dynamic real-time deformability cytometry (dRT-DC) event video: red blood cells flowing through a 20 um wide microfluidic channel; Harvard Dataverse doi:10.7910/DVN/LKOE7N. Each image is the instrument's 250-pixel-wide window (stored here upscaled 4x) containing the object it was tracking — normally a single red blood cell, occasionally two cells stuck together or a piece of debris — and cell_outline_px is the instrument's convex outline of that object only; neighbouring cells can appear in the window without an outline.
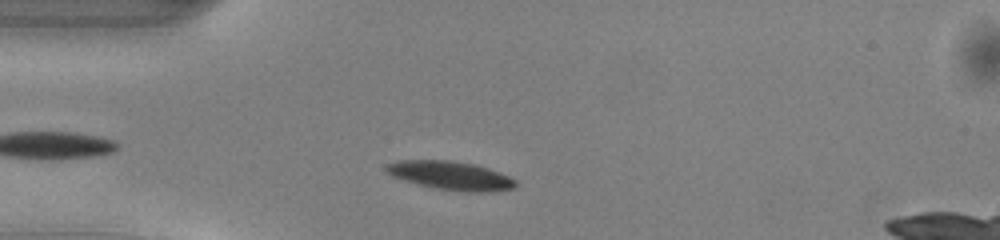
{"species": "common noctule bat (a hibernating species)", "species_latin": "Nyctalus noctula", "temperature_condition": "warm", "stored_images_in_passage": 32, "camera_frame_rate_fps": 3000, "um_per_image_px": 0.085, "animal": {"sex": "male", "body_mass_g": 13.0, "forearm_length_mm": 53.1}, "frame": {"image": 1, "passage_image": 3, "time_ms": 0.667, "image_size_px": [1000, 240], "cell_outline_px": [[516, 188], [488, 192], [464, 192], [436, 188], [416, 184], [392, 176], [384, 168], [388, 164], [396, 160], [448, 160], [472, 164], [488, 168], [500, 172], [516, 180]], "centroid_in_image_um": [38.31, 14.93], "position_along_channel_um": 46.7, "area_um2": 21.56}}
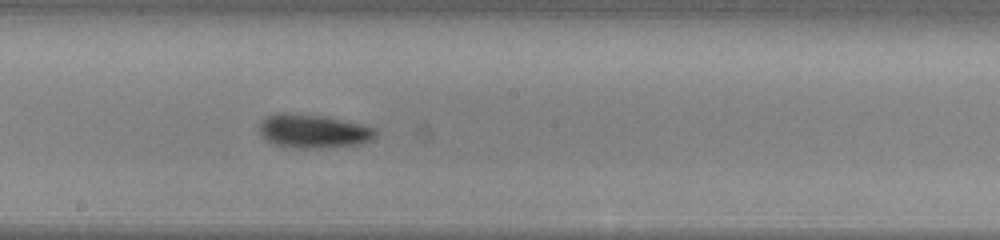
{"frame": {"image": 2, "passage_image": 17, "time_ms": 5.333, "image_size_px": [1000, 240], "cell_outline_px": [[376, 136], [372, 140], [360, 144], [324, 148], [296, 148], [272, 144], [264, 140], [260, 132], [260, 120], [264, 116], [276, 112], [292, 112], [324, 116], [364, 124], [376, 128]], "centroid_in_image_um": [26.6, 11.13], "position_along_channel_um": 221.6, "area_um2": 23.47}}
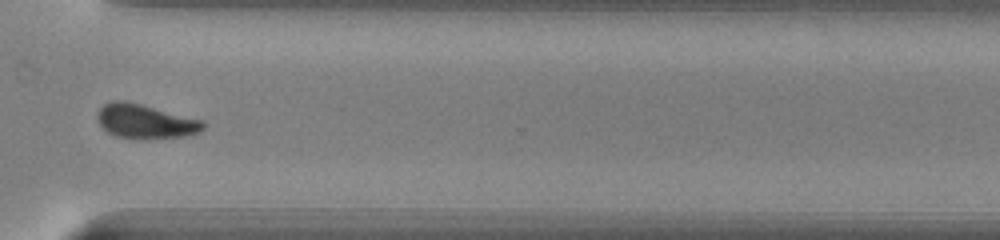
{"frame": {"image": 3, "passage_image": 27, "time_ms": 8.667, "image_size_px": [1000, 240], "cell_outline_px": [[204, 128], [200, 132], [184, 136], [116, 136], [108, 132], [100, 124], [96, 116], [100, 108], [104, 104], [112, 100], [124, 100], [204, 120]], "centroid_in_image_um": [12.35, 10.26], "position_along_channel_um": 358.3, "area_um2": 20.23}, "authors_computed_cell_mechanics": {"area_um2": 21.4149, "velocity_mm_per_s": 4.1002, "shape_relaxation_time_tau1_ms": 2.0274, "shape_relaxation_time_tau2_ms": 5.8206, "deformation_change_tau1": 0.1361, "deformation_change_tau2": 0.1309}}